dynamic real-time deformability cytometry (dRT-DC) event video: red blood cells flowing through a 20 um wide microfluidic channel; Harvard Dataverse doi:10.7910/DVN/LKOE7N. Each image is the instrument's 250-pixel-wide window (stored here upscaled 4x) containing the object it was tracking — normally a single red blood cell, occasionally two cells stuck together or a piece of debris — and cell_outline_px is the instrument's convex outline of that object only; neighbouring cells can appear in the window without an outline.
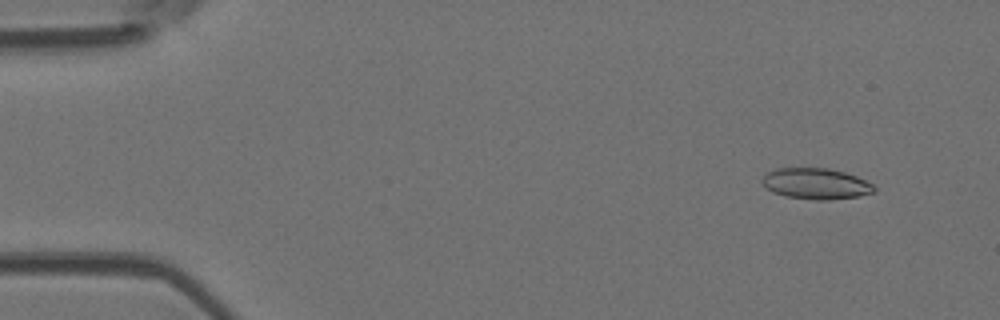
{"species": "Egyptian fruit bat (a non-hibernating species)", "species_latin": "Rousettus aegyptiacus", "temperature_condition": "room temperature", "stored_images_in_passage": 5, "camera_frame_rate_fps": 3000, "um_per_image_px": 0.085, "animal": {"sex": "female"}, "frame": {"image": 1, "passage_image": 2, "time_ms": 1.0, "image_size_px": [1000, 320], "cell_outline_px": [[876, 192], [860, 196], [828, 200], [812, 200], [784, 196], [772, 192], [764, 188], [760, 180], [768, 172], [776, 168], [828, 168], [844, 172], [856, 176], [872, 184], [876, 188]], "centroid_in_image_um": [69.33, 15.62], "position_along_channel_um": 15.7, "area_um2": 20.46}}